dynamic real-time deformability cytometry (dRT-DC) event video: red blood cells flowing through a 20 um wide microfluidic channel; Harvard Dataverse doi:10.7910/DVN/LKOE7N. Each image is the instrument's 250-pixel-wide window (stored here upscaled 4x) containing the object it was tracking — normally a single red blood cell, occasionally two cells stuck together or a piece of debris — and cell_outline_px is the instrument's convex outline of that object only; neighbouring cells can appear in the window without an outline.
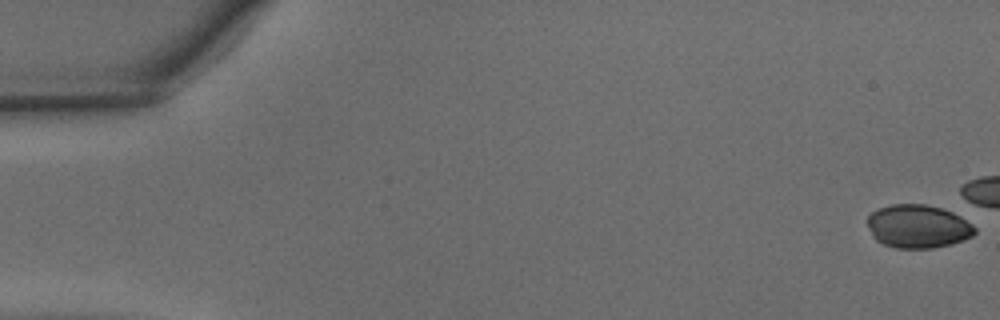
{"species": "common noctule bat (a hibernating species)", "species_latin": "Nyctalus noctula", "temperature_condition": "warm", "stored_images_in_passage": 11, "camera_frame_rate_fps": 3000, "um_per_image_px": 0.085, "animal": {"sex": "male", "body_mass_g": 15.6}, "frame": {"image": 1, "passage_image": 1, "time_ms": 0.0, "image_size_px": [1000, 320], "cell_outline_px": [[976, 232], [972, 236], [964, 240], [952, 244], [932, 248], [896, 248], [884, 244], [876, 240], [872, 236], [868, 228], [868, 216], [872, 212], [880, 208], [892, 204], [924, 204], [940, 208], [952, 212], [960, 216], [972, 224], [976, 228]], "centroid_in_image_um": [78.03, 19.25], "position_along_channel_um": 7.0, "area_um2": 27.11}}